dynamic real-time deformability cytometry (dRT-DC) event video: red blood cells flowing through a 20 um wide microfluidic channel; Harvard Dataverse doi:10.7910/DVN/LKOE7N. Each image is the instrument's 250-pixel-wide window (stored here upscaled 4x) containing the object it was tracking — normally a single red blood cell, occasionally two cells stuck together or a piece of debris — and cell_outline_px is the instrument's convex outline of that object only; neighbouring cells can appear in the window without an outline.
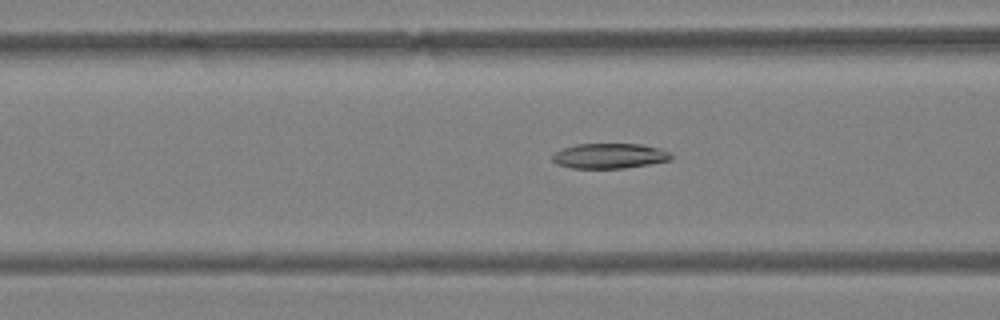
{"species": "Egyptian fruit bat (a non-hibernating species)", "species_latin": "Rousettus aegyptiacus", "temperature_condition": "warm", "stored_images_in_passage": 42, "camera_frame_rate_fps": 3000, "um_per_image_px": 0.085, "animal": {"sex": "female"}, "frame": {"image": 1, "passage_image": 13, "time_ms": 4.0, "image_size_px": [1000, 320], "cell_outline_px": [[672, 156], [668, 160], [648, 164], [624, 168], [572, 168], [556, 164], [552, 160], [552, 156], [556, 152], [564, 148], [576, 144], [644, 144], [660, 148], [668, 152]], "centroid_in_image_um": [51.78, 13.25], "position_along_channel_um": 114.8, "area_um2": 17.22}}
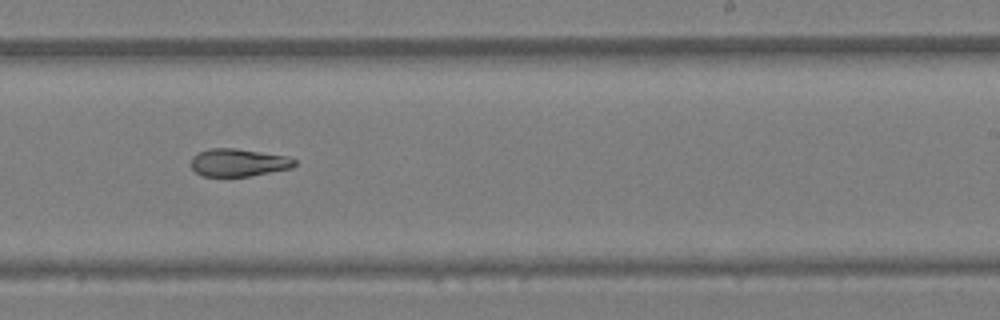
{"frame": {"image": 2, "passage_image": 24, "time_ms": 7.667, "image_size_px": [1000, 320], "cell_outline_px": [[296, 164], [292, 168], [248, 176], [200, 176], [192, 168], [192, 156], [196, 152], [212, 148], [236, 148], [288, 156], [296, 160]], "centroid_in_image_um": [20.26, 13.81], "position_along_channel_um": 268.7, "area_um2": 16.76}}
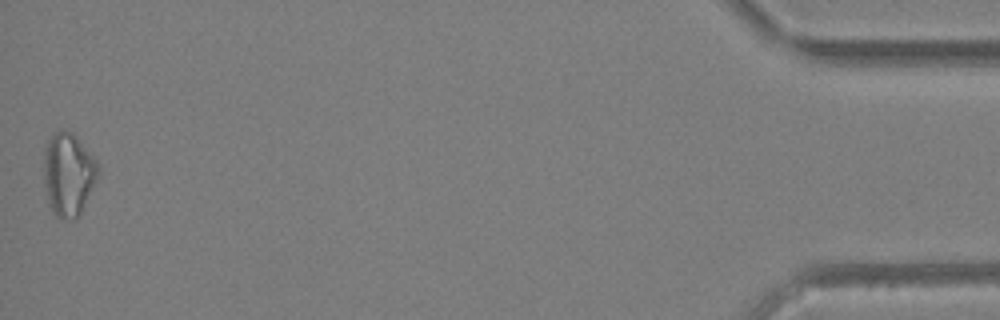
{"frame": {"image": 3, "passage_image": 42, "time_ms": 13.667, "image_size_px": [1000, 320], "cell_outline_px": [[100, 172], [80, 212], [72, 220], [60, 220], [56, 216], [48, 204], [44, 188], [44, 148], [48, 140], [56, 132], [72, 132], [76, 136], [100, 164]], "centroid_in_image_um": [5.8, 14.83], "position_along_channel_um": 429.4, "area_um2": 26.24}, "authors_computed_cell_mechanics": {"area_um2": 18.0625, "velocity_mm_per_s": 4.2057, "shape_relaxation_time_tau1_ms": null, "shape_relaxation_time_tau2_ms": 7.388, "deformation_change_tau1": null, "deformation_change_tau2": 0.179}}